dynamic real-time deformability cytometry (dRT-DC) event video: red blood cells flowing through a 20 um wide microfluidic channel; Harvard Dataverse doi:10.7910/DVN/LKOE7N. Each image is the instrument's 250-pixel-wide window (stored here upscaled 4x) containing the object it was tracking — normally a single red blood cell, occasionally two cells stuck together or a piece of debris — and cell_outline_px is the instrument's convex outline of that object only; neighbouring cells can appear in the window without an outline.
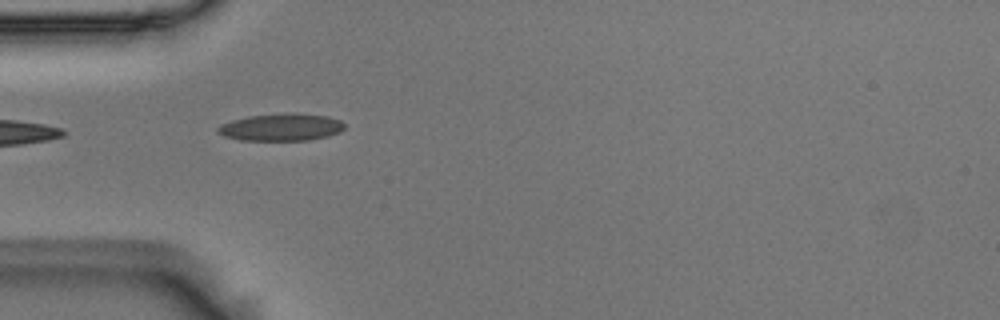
{"species": "Egyptian fruit bat (a non-hibernating species)", "species_latin": "Rousettus aegyptiacus", "temperature_condition": "room temperature", "stored_images_in_passage": 6, "camera_frame_rate_fps": 3000, "um_per_image_px": 0.085, "animal": {"sex": "male"}, "frame": {"image": 1, "passage_image": 2, "time_ms": 0.333, "image_size_px": [1000, 320], "cell_outline_px": [[344, 128], [340, 132], [328, 136], [308, 140], [240, 140], [224, 136], [216, 132], [216, 128], [220, 124], [232, 120], [248, 116], [328, 116], [340, 120], [344, 124]], "centroid_in_image_um": [23.84, 10.87], "position_along_channel_um": 61.2, "area_um2": 19.13}}
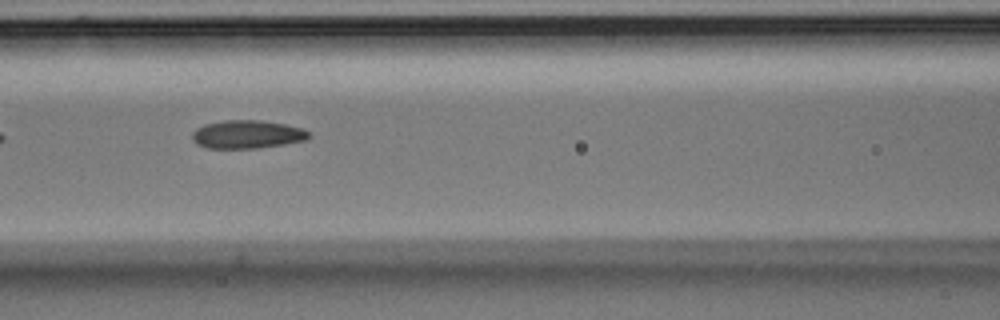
{"frame": {"image": 2, "passage_image": 4, "time_ms": 1.0, "image_size_px": [1000, 320], "cell_outline_px": [[308, 136], [304, 140], [284, 144], [260, 148], [208, 148], [196, 144], [192, 140], [192, 132], [196, 128], [204, 124], [224, 120], [260, 120], [284, 124], [300, 128], [308, 132]], "centroid_in_image_um": [20.93, 11.42], "position_along_channel_um": 145.7, "area_um2": 19.07}}
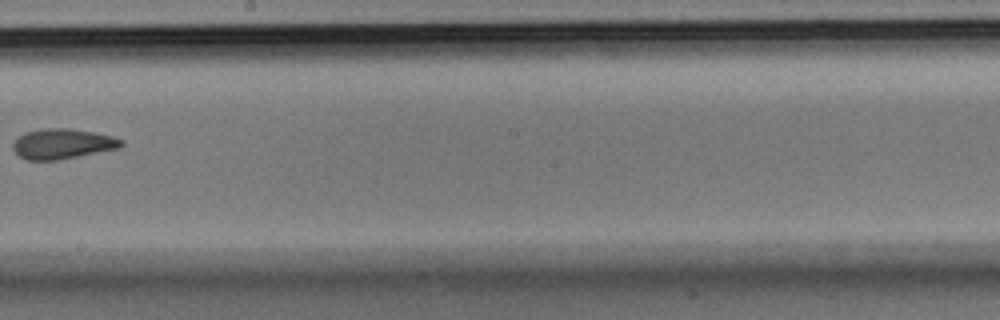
{"frame": {"image": 3, "passage_image": 6, "time_ms": 1.667, "image_size_px": [1000, 320], "cell_outline_px": [[124, 144], [120, 148], [60, 160], [28, 160], [20, 156], [12, 148], [12, 144], [24, 132], [40, 128], [68, 128], [92, 132], [112, 136], [124, 140]], "centroid_in_image_um": [5.33, 12.22], "position_along_channel_um": 242.9, "area_um2": 19.13}}